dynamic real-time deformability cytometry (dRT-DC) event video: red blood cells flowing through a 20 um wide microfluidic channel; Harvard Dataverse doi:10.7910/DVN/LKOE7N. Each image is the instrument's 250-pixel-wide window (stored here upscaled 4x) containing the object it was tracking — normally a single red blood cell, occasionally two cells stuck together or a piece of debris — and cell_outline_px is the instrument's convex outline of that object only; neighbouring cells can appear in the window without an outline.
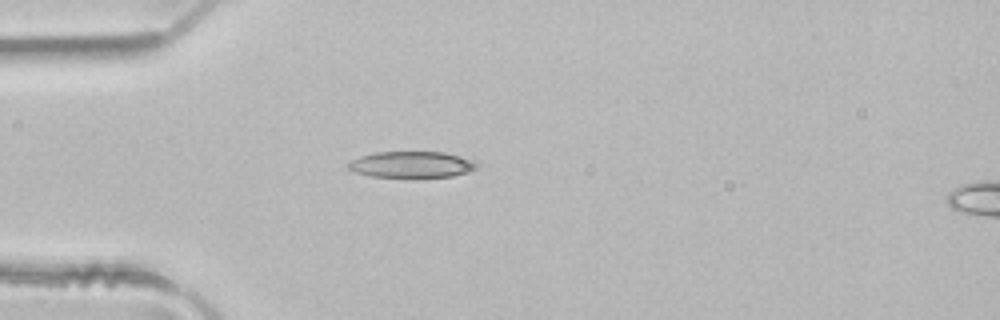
{"species": "common noctule bat (a hibernating species)", "species_latin": "Nyctalus noctula", "temperature_condition": "room temperature", "stored_images_in_passage": 3, "camera_frame_rate_fps": 3000, "um_per_image_px": 0.085, "animal": {"sex": "male", "body_mass_g": 21.5, "forearm_length_mm": 52.0}, "frame": {"image": 1, "passage_image": 3, "time_ms": 0.667, "image_size_px": [1000, 320], "cell_outline_px": [[476, 168], [452, 176], [416, 180], [408, 180], [372, 176], [356, 172], [348, 168], [348, 164], [352, 160], [360, 156], [376, 152], [444, 152], [468, 156], [476, 164]], "centroid_in_image_um": [35.01, 14.02], "position_along_channel_um": 50.0, "area_um2": 20.52}}